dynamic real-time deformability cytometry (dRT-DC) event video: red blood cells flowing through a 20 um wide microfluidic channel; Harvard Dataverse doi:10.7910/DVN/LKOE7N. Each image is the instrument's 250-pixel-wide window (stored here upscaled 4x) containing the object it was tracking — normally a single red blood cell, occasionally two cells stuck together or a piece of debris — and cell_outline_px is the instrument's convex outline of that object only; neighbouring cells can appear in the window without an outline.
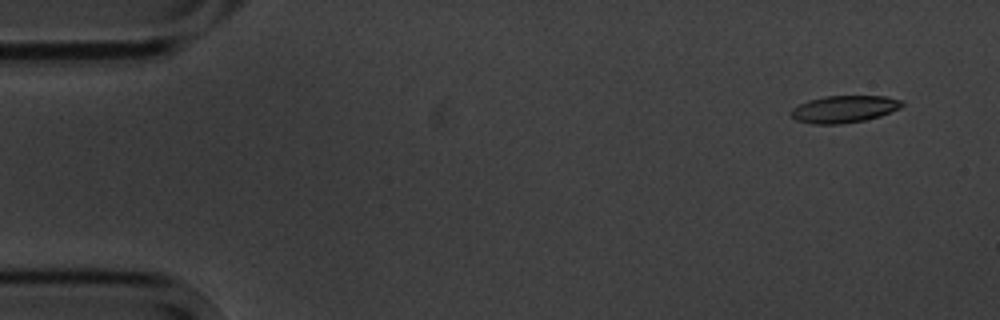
{"species": "common noctule bat (a hibernating species)", "species_latin": "Nyctalus noctula", "temperature_condition": "cold", "stored_images_in_passage": 7, "camera_frame_rate_fps": 3000, "um_per_image_px": 0.085, "animal": {"sex": "male", "body_mass_g": 20.1, "forearm_length_mm": 53.5}, "frame": {"image": 1, "passage_image": 2, "time_ms": 1.0, "image_size_px": [1000, 320], "cell_outline_px": [[904, 104], [900, 108], [880, 116], [864, 120], [840, 124], [812, 124], [796, 120], [788, 112], [792, 108], [808, 100], [824, 96], [884, 96], [904, 100]], "centroid_in_image_um": [71.74, 9.27], "position_along_channel_um": 13.3, "area_um2": 17.63}}
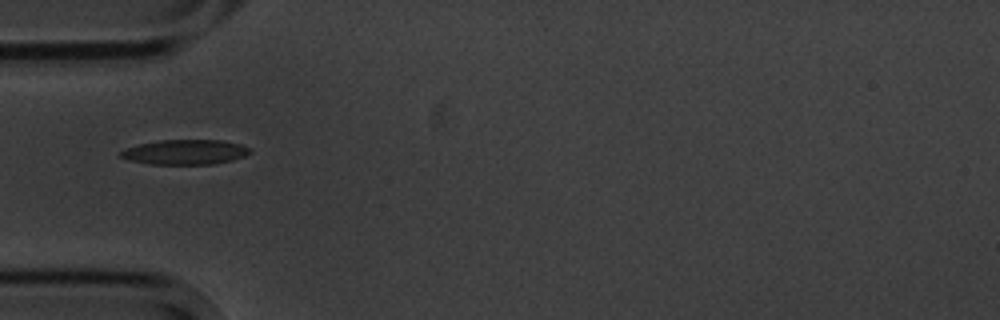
{"frame": {"image": 2, "passage_image": 6, "time_ms": 5.667, "image_size_px": [1000, 320], "cell_outline_px": [[252, 152], [244, 156], [232, 160], [212, 164], [148, 164], [128, 160], [120, 156], [120, 152], [124, 148], [140, 144], [160, 140], [220, 140], [240, 144], [252, 148]], "centroid_in_image_um": [15.74, 12.92], "position_along_channel_um": 69.3, "area_um2": 18.79}}
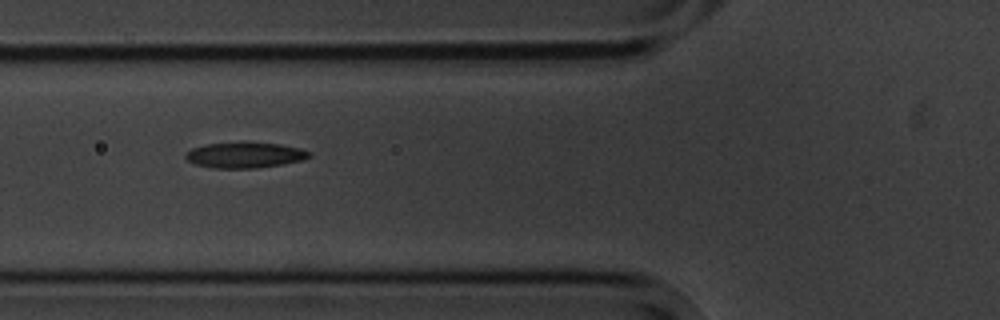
{"frame": {"image": 3, "passage_image": 7, "time_ms": 6.667, "image_size_px": [1000, 320], "cell_outline_px": [[312, 156], [304, 160], [256, 168], [212, 168], [192, 164], [184, 156], [184, 152], [192, 148], [204, 144], [244, 140], [280, 144], [300, 148], [308, 152]], "centroid_in_image_um": [20.75, 13.15], "position_along_channel_um": 105.1, "area_um2": 19.13}}